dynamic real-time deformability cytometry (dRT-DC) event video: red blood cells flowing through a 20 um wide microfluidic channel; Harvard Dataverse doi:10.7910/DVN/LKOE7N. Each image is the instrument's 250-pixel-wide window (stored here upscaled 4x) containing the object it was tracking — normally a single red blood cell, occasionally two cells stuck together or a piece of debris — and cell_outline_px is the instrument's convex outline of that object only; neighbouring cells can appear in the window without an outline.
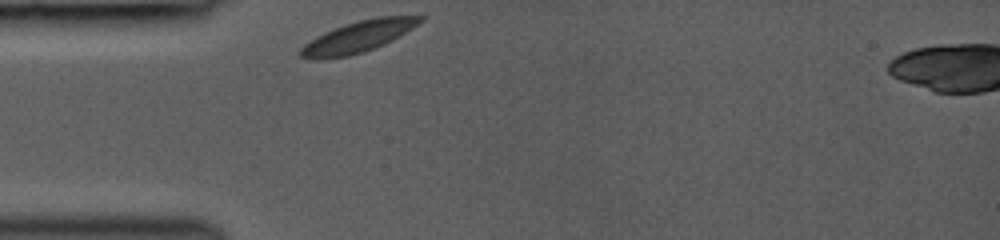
{"species": "common noctule bat (a hibernating species)", "species_latin": "Nyctalus noctula", "temperature_condition": "room temperature", "stored_images_in_passage": 28, "camera_frame_rate_fps": 3000, "um_per_image_px": 0.085, "animal": {"sex": "female", "body_mass_g": 19.0, "forearm_length_mm": 53.3}, "frame": {"image": 1, "passage_image": 1, "time_ms": 0.0, "image_size_px": [1000, 240], "cell_outline_px": [[424, 20], [412, 28], [392, 40], [384, 44], [364, 52], [348, 56], [300, 56], [300, 48], [304, 44], [316, 36], [324, 32], [344, 24], [376, 16], [424, 16]], "centroid_in_image_um": [30.53, 3.06], "position_along_channel_um": 54.5, "area_um2": 21.04}}
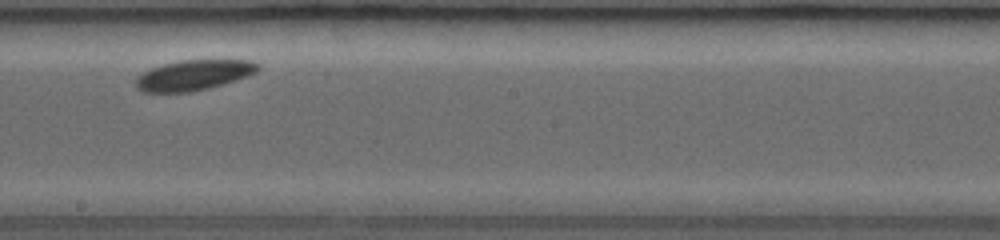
{"frame": {"image": 2, "passage_image": 15, "time_ms": 4.667, "image_size_px": [1000, 240], "cell_outline_px": [[260, 68], [256, 72], [248, 76], [224, 84], [192, 92], [140, 92], [136, 88], [136, 80], [144, 72], [152, 68], [164, 64], [180, 60], [252, 60], [260, 64]], "centroid_in_image_um": [16.5, 6.39], "position_along_channel_um": 231.7, "area_um2": 21.56}}
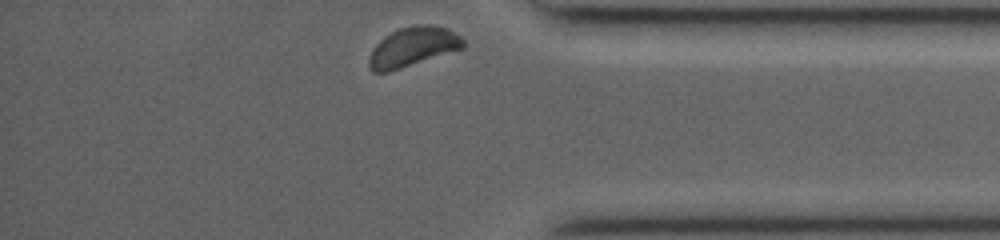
{"frame": {"image": 3, "passage_image": 28, "time_ms": 9.0, "image_size_px": [1000, 240], "cell_outline_px": [[464, 48], [388, 72], [372, 72], [368, 64], [368, 60], [372, 48], [384, 36], [400, 28], [412, 24], [432, 24], [448, 28], [460, 36], [464, 40]], "centroid_in_image_um": [35.09, 3.96], "position_along_channel_um": 400.1, "area_um2": 21.73}, "authors_computed_cell_mechanics": {"area_um2": 21.675, "velocity_mm_per_s": 3.9619, "shape_relaxation_time_tau1_ms": 2.7154, "shape_relaxation_time_tau2_ms": null, "deformation_change_tau1": 0.0578, "deformation_change_tau2": null}}